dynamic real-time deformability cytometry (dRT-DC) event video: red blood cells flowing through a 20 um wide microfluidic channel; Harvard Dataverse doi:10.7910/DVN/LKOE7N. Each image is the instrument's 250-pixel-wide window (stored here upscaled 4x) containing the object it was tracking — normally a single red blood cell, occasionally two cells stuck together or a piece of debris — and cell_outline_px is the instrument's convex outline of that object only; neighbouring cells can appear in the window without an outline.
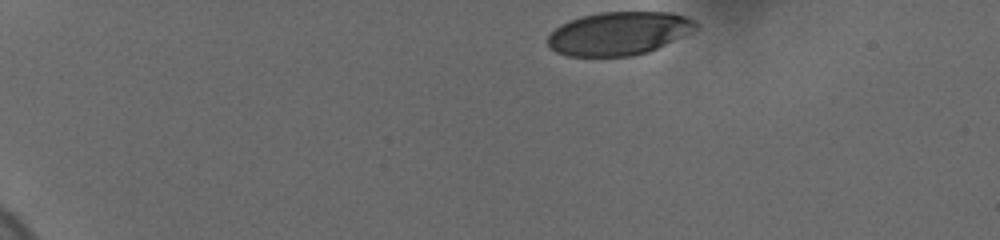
{"species": "human", "species_latin": "Homo sapiens", "temperature_condition": "cold", "stored_images_in_passage": 10, "camera_frame_rate_fps": 3000, "um_per_image_px": 0.085, "donor": {"sex": "female"}, "frame": {"image": 1, "passage_image": 1, "time_ms": 0.0, "image_size_px": [1000, 240], "cell_outline_px": [[700, 28], [692, 32], [648, 52], [632, 56], [568, 56], [556, 52], [548, 48], [548, 36], [560, 24], [568, 20], [580, 16], [600, 12], [672, 12], [696, 20]], "centroid_in_image_um": [52.61, 2.83], "position_along_channel_um": 32.4, "area_um2": 37.63}}
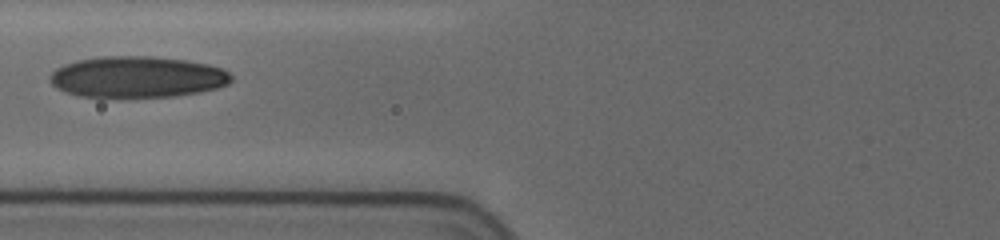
{"frame": {"image": 2, "passage_image": 6, "time_ms": 5.0, "image_size_px": [1000, 240], "cell_outline_px": [[232, 80], [228, 84], [216, 88], [200, 92], [176, 96], [80, 96], [64, 92], [56, 88], [48, 80], [48, 76], [56, 68], [64, 64], [76, 60], [100, 56], [152, 56], [188, 60], [208, 64], [224, 68], [232, 76]], "centroid_in_image_um": [11.66, 6.52], "position_along_channel_um": 114.1, "area_um2": 43.75}}
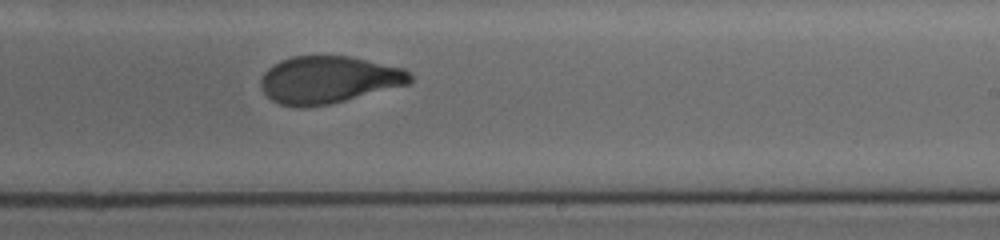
{"frame": {"image": 3, "passage_image": 10, "time_ms": 9.0, "image_size_px": [1000, 240], "cell_outline_px": [[412, 80], [408, 84], [328, 104], [300, 108], [296, 108], [280, 104], [272, 100], [264, 92], [260, 84], [260, 80], [264, 72], [268, 68], [280, 60], [292, 56], [352, 56], [404, 68], [412, 76]], "centroid_in_image_um": [27.9, 6.77], "position_along_channel_um": 261.1, "area_um2": 40.98}}